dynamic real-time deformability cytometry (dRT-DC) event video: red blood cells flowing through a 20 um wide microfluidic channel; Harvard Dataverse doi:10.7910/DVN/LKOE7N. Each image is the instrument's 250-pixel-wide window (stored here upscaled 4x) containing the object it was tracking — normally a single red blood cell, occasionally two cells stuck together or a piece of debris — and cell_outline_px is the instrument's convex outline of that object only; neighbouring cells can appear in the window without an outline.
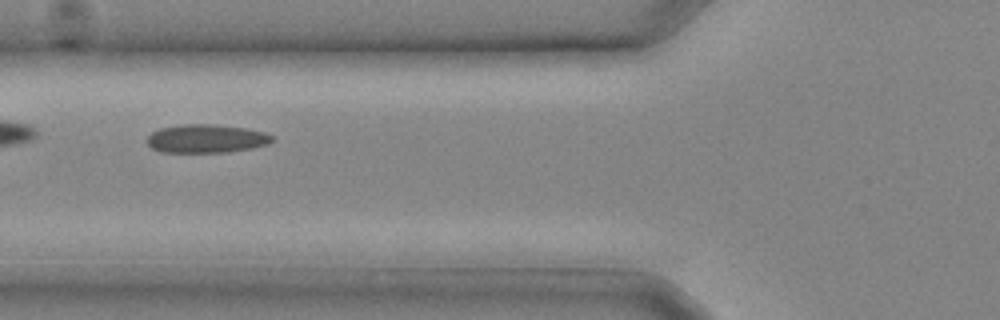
{"species": "common noctule bat (a hibernating species)", "species_latin": "Nyctalus noctula", "temperature_condition": "cold", "stored_images_in_passage": 23, "camera_frame_rate_fps": 3000, "um_per_image_px": 0.085, "animal": {"sex": "male", "body_mass_g": 20.4}, "frame": {"image": 1, "passage_image": 8, "time_ms": 2.333, "image_size_px": [1000, 320], "cell_outline_px": [[272, 140], [268, 144], [252, 148], [228, 152], [160, 152], [152, 148], [144, 140], [152, 132], [160, 128], [180, 124], [216, 124], [244, 128], [264, 132], [272, 136]], "centroid_in_image_um": [17.49, 11.78], "position_along_channel_um": 108.3, "area_um2": 20.81}}
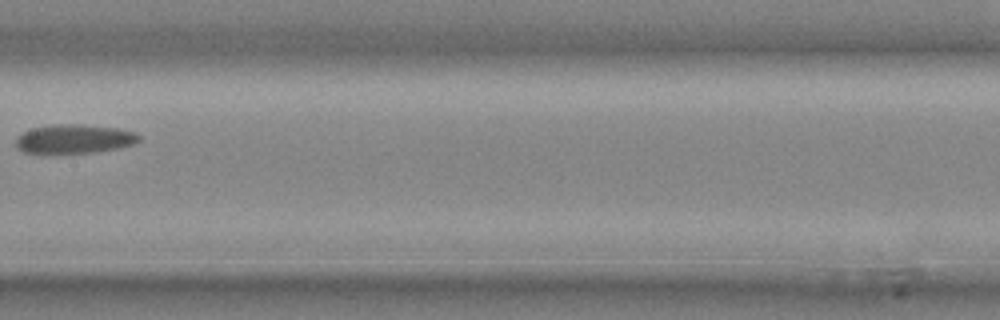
{"frame": {"image": 2, "passage_image": 12, "time_ms": 3.667, "image_size_px": [1000, 320], "cell_outline_px": [[140, 140], [132, 144], [116, 148], [96, 152], [24, 152], [16, 148], [16, 140], [24, 132], [32, 128], [52, 124], [72, 124], [116, 128], [136, 132], [140, 136]], "centroid_in_image_um": [6.32, 11.79], "position_along_channel_um": 201.1, "area_um2": 20.29}}
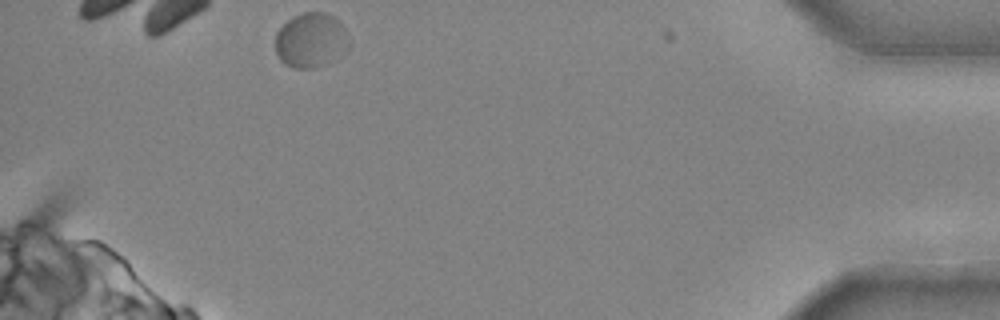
{"frame": {"image": 3, "passage_image": 23, "time_ms": 7.333, "image_size_px": [1000, 320], "cell_outline_px": [[352, 40], [348, 52], [312, 68], [292, 68], [284, 64], [280, 60], [276, 52], [276, 32], [288, 20], [304, 12], [324, 12], [332, 16], [348, 32]], "centroid_in_image_um": [26.46, 3.43], "position_along_channel_um": 408.7, "area_um2": 23.52}}